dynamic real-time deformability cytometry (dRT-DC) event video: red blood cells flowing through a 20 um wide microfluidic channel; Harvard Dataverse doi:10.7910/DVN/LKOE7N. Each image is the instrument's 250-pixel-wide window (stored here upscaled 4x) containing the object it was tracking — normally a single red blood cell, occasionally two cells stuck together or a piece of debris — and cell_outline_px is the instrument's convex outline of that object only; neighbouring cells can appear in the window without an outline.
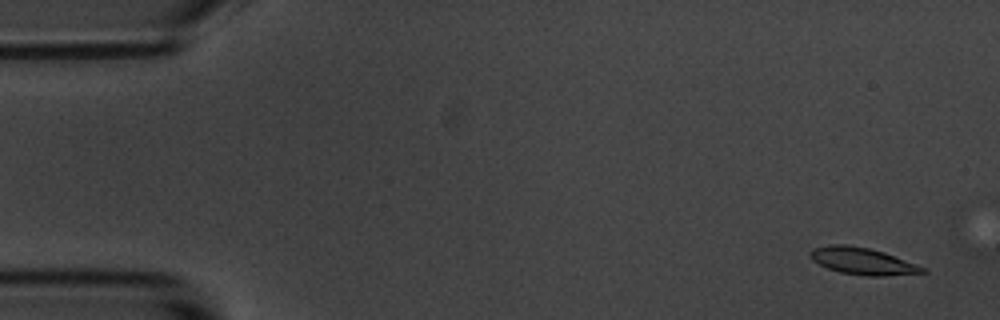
{"species": "common noctule bat (a hibernating species)", "species_latin": "Nyctalus noctula", "temperature_condition": "room temperature", "stored_images_in_passage": 5, "camera_frame_rate_fps": 3000, "um_per_image_px": 0.085, "animal": {"sex": "male", "body_mass_g": 20.1, "forearm_length_mm": 53.5}, "frame": {"image": 1, "passage_image": 1, "time_ms": 0.0, "image_size_px": [1000, 320], "cell_outline_px": [[928, 272], [884, 276], [868, 276], [840, 272], [828, 268], [812, 260], [808, 256], [808, 252], [812, 248], [828, 244], [848, 244], [868, 248], [884, 252], [916, 264], [924, 268]], "centroid_in_image_um": [73.26, 22.18], "position_along_channel_um": 11.7, "area_um2": 17.63}}